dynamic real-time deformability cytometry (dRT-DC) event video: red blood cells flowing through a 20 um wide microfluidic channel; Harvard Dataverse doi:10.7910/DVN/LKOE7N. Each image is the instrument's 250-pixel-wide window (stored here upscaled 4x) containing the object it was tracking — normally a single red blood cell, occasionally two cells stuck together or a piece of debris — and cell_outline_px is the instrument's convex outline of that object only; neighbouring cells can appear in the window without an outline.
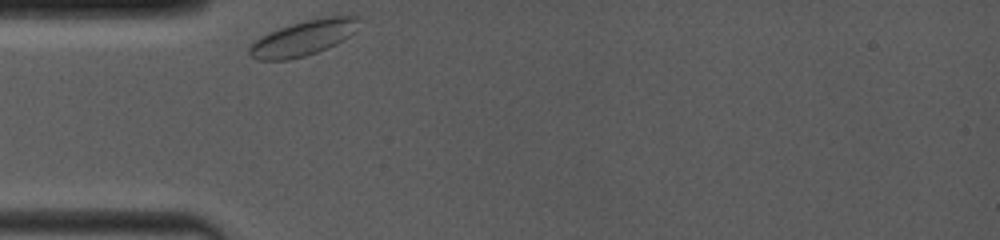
{"species": "common noctule bat (a hibernating species)", "species_latin": "Nyctalus noctula", "temperature_condition": "room temperature", "stored_images_in_passage": 26, "camera_frame_rate_fps": 4000, "um_per_image_px": 0.085, "animal": {"sex": "female", "body_mass_g": 19.0, "forearm_length_mm": 53.3}, "frame": {"image": 1, "passage_image": 1, "time_ms": 0.0, "image_size_px": [1000, 240], "cell_outline_px": [[356, 20], [352, 32], [348, 36], [336, 44], [328, 48], [304, 56], [288, 60], [260, 60], [252, 56], [248, 52], [248, 48], [260, 36], [268, 32], [292, 24], [324, 16], [356, 16]], "centroid_in_image_um": [25.7, 3.25], "position_along_channel_um": 59.3, "area_um2": 21.85}}
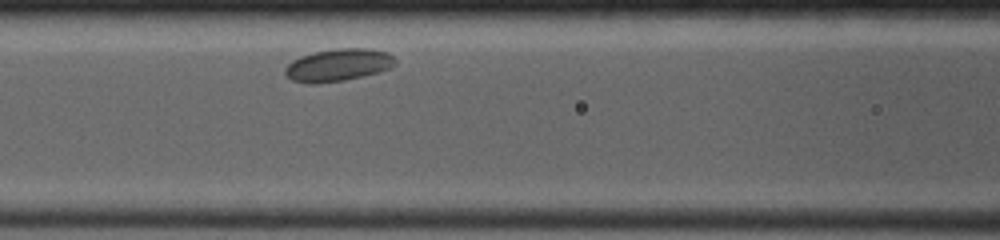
{"frame": {"image": 2, "passage_image": 9, "time_ms": 2.25, "image_size_px": [1000, 240], "cell_outline_px": [[396, 64], [392, 68], [380, 72], [344, 80], [312, 84], [308, 84], [292, 80], [284, 72], [284, 68], [292, 60], [300, 56], [312, 52], [336, 48], [372, 48], [388, 52], [396, 60]], "centroid_in_image_um": [28.76, 5.51], "position_along_channel_um": 137.8, "area_um2": 21.1}}
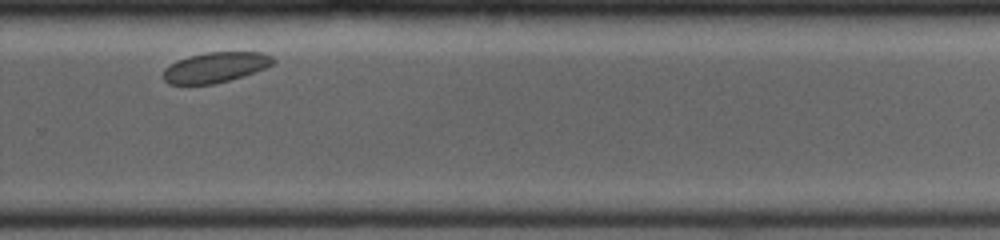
{"frame": {"image": 3, "passage_image": 23, "time_ms": 7.0, "image_size_px": [1000, 240], "cell_outline_px": [[276, 60], [272, 64], [264, 68], [228, 80], [212, 84], [168, 84], [164, 80], [164, 68], [176, 60], [188, 56], [204, 52], [264, 52], [272, 56]], "centroid_in_image_um": [18.28, 5.7], "position_along_channel_um": 311.5, "area_um2": 19.25}}